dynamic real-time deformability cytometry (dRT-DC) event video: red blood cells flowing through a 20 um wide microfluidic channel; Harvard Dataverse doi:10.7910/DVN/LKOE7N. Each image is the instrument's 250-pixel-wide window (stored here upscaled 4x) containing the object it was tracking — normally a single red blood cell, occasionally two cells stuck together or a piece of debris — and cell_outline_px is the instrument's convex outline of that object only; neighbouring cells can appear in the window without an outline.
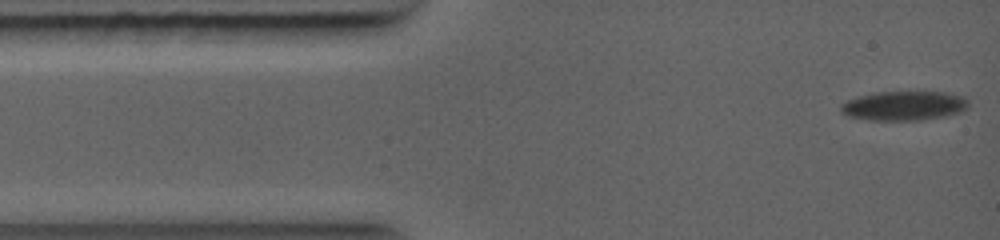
{"species": "common noctule bat (a hibernating species)", "species_latin": "Nyctalus noctula", "temperature_condition": "warm", "stored_images_in_passage": 36, "camera_frame_rate_fps": 5000, "um_per_image_px": 0.085, "animal": {"sex": "female", "body_mass_g": 19.0, "forearm_length_mm": 56.7}, "frame": {"image": 1, "passage_image": 1, "time_ms": 0.0, "image_size_px": [1000, 240], "cell_outline_px": [[968, 108], [960, 112], [944, 116], [920, 120], [868, 120], [848, 116], [840, 112], [840, 104], [848, 100], [860, 96], [876, 92], [944, 92], [964, 96], [968, 100]], "centroid_in_image_um": [76.84, 8.99], "position_along_channel_um": 8.2, "area_um2": 21.85}}
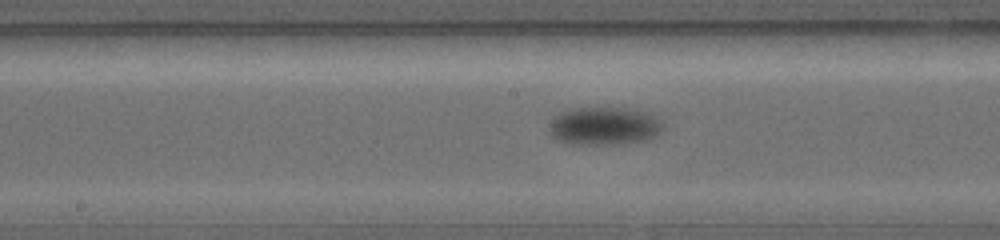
{"frame": {"image": 2, "passage_image": 16, "time_ms": 5.6, "image_size_px": [1000, 240], "cell_outline_px": [[664, 128], [656, 136], [648, 140], [620, 144], [572, 144], [560, 140], [552, 136], [548, 132], [548, 124], [560, 112], [568, 108], [632, 108], [648, 112], [656, 116], [660, 120]], "centroid_in_image_um": [51.38, 10.7], "position_along_channel_um": 196.8, "area_um2": 25.61}}
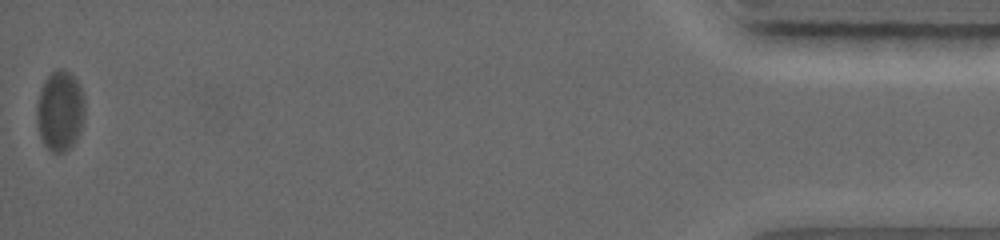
{"frame": {"image": 3, "passage_image": 36, "time_ms": 13.6, "image_size_px": [1000, 240], "cell_outline_px": [[84, 120], [80, 132], [76, 140], [64, 152], [52, 152], [44, 144], [40, 136], [36, 124], [36, 108], [40, 88], [44, 80], [56, 68], [64, 68], [72, 72], [84, 96]], "centroid_in_image_um": [5.09, 9.39], "position_along_channel_um": 430.1, "area_um2": 22.83}}